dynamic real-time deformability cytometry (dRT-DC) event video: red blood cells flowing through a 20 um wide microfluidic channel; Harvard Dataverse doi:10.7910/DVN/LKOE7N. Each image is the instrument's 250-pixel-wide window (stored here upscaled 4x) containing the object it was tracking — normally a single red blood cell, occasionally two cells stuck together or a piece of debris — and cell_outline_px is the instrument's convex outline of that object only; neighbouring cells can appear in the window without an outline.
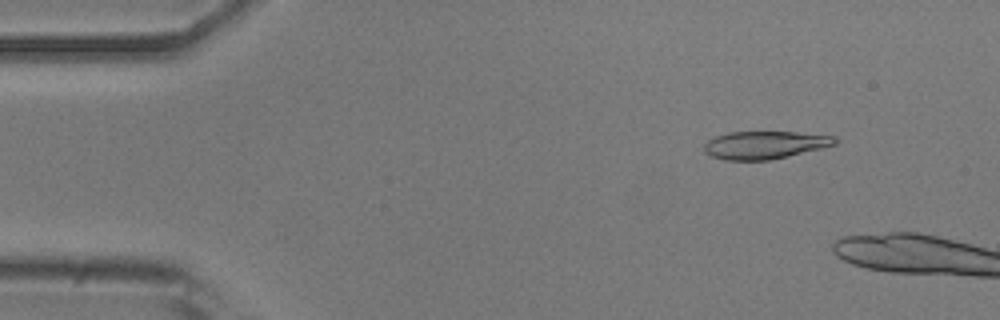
{"species": "common noctule bat (a hibernating species)", "species_latin": "Nyctalus noctula", "temperature_condition": "room temperature", "stored_images_in_passage": 9, "camera_frame_rate_fps": 3000, "um_per_image_px": 0.085, "animal": {"sex": "male", "body_mass_g": 20.5, "forearm_length_mm": 52.5}, "frame": {"image": 1, "passage_image": 6, "time_ms": 1.667, "image_size_px": [1000, 320], "cell_outline_px": [[840, 140], [836, 144], [788, 156], [768, 160], [724, 160], [712, 156], [704, 152], [704, 144], [708, 140], [716, 136], [728, 132], [796, 132], [836, 136]], "centroid_in_image_um": [65.01, 12.32], "position_along_channel_um": 20.0, "area_um2": 21.15}}